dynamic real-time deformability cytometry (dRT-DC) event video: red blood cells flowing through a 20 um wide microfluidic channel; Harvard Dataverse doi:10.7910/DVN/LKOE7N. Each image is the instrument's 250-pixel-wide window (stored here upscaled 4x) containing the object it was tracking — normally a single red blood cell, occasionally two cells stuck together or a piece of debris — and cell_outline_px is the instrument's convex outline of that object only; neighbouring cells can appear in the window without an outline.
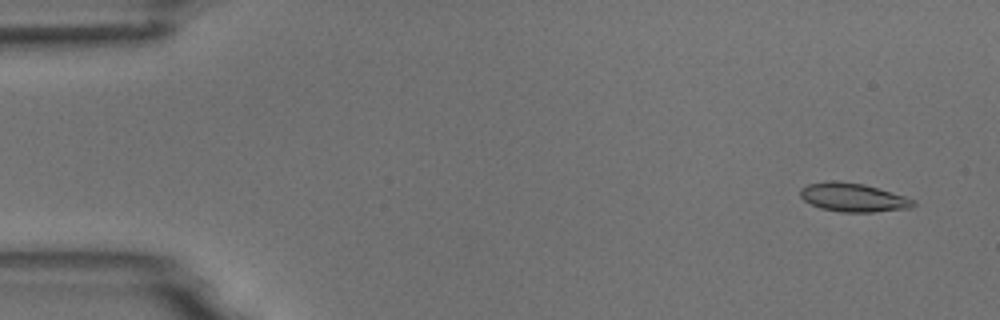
{"species": "common noctule bat (a hibernating species)", "species_latin": "Nyctalus noctula", "temperature_condition": "room temperature", "stored_images_in_passage": 3, "camera_frame_rate_fps": 3000, "um_per_image_px": 0.085, "animal": {"sex": "male", "body_mass_g": 18.8}, "frame": {"image": 1, "passage_image": 1, "time_ms": 0.0, "image_size_px": [1000, 320], "cell_outline_px": [[916, 204], [912, 208], [872, 212], [840, 212], [820, 208], [804, 200], [800, 196], [800, 188], [808, 184], [828, 180], [840, 180], [864, 184], [904, 196], [916, 200]], "centroid_in_image_um": [72.51, 16.77], "position_along_channel_um": 12.5, "area_um2": 19.02}}